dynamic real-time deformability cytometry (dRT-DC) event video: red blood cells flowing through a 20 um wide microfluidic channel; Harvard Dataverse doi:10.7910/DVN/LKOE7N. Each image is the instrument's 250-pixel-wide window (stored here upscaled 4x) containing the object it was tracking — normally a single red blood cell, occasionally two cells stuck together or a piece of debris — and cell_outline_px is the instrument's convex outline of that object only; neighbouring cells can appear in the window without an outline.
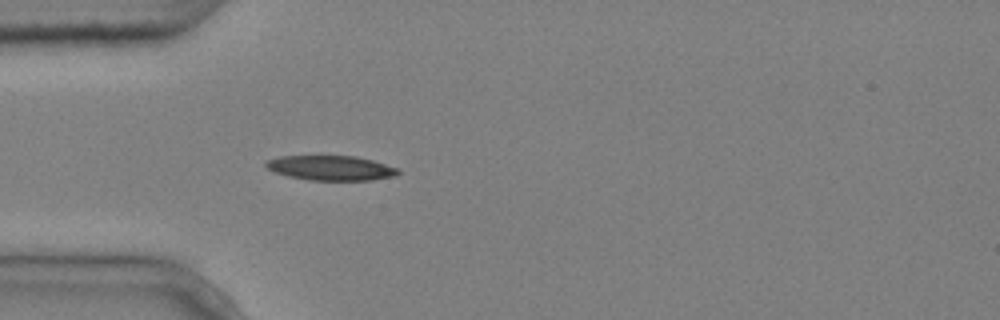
{"species": "common noctule bat (a hibernating species)", "species_latin": "Nyctalus noctula", "temperature_condition": "cold", "stored_images_in_passage": 1, "camera_frame_rate_fps": 3000, "um_per_image_px": 0.085, "animal": {"sex": "male", "body_mass_g": 20.4}, "frame": {"image": 1, "passage_image": 1, "time_ms": 0.0, "image_size_px": [1000, 320], "cell_outline_px": [[400, 172], [396, 176], [372, 180], [308, 180], [288, 176], [276, 172], [268, 168], [264, 164], [264, 160], [280, 156], [356, 156], [372, 160], [400, 168]], "centroid_in_image_um": [28.15, 14.27], "position_along_channel_um": 56.9, "area_um2": 19.19}}